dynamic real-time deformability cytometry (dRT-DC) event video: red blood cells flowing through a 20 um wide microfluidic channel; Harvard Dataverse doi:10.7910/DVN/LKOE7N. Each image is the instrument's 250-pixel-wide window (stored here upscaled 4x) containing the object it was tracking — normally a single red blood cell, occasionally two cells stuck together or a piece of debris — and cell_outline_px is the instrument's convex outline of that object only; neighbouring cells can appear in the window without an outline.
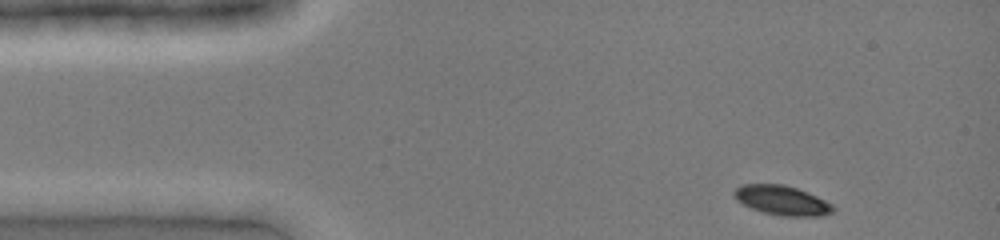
{"species": "common noctule bat (a hibernating species)", "species_latin": "Nyctalus noctula", "temperature_condition": "cold", "stored_images_in_passage": 34, "camera_frame_rate_fps": 3000, "um_per_image_px": 0.085, "animal": {"sex": "female", "body_mass_g": 19.0, "forearm_length_mm": 51.5}, "frame": {"image": 1, "passage_image": 1, "time_ms": 0.0, "image_size_px": [1000, 240], "cell_outline_px": [[836, 208], [832, 212], [824, 216], [780, 216], [764, 212], [752, 208], [736, 200], [732, 192], [740, 184], [784, 184], [796, 188], [816, 196], [832, 204]], "centroid_in_image_um": [66.46, 17.03], "position_along_channel_um": 18.5, "area_um2": 16.99}}
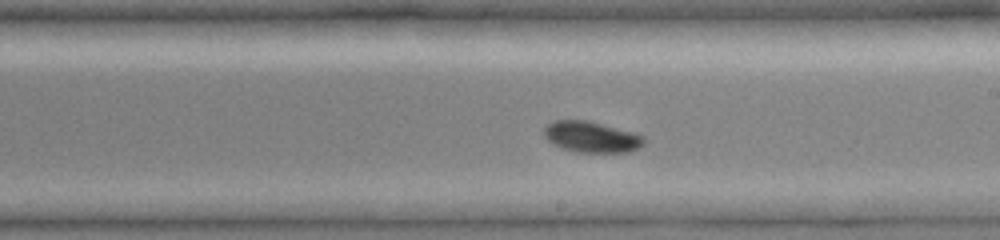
{"frame": {"image": 2, "passage_image": 20, "time_ms": 6.333, "image_size_px": [1000, 240], "cell_outline_px": [[644, 144], [640, 148], [628, 152], [576, 152], [564, 148], [548, 140], [544, 136], [544, 128], [552, 120], [588, 120], [636, 132], [644, 136]], "centroid_in_image_um": [50.32, 11.62], "position_along_channel_um": 238.7, "area_um2": 18.15}}
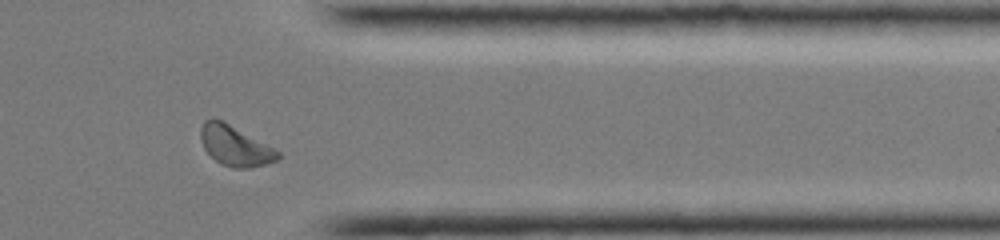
{"frame": {"image": 3, "passage_image": 30, "time_ms": 9.667, "image_size_px": [1000, 240], "cell_outline_px": [[280, 156], [276, 160], [264, 164], [248, 168], [232, 168], [220, 164], [204, 148], [200, 140], [200, 128], [204, 120], [212, 116], [224, 120], [280, 152]], "centroid_in_image_um": [19.92, 12.35], "position_along_channel_um": 391.5, "area_um2": 18.15}}